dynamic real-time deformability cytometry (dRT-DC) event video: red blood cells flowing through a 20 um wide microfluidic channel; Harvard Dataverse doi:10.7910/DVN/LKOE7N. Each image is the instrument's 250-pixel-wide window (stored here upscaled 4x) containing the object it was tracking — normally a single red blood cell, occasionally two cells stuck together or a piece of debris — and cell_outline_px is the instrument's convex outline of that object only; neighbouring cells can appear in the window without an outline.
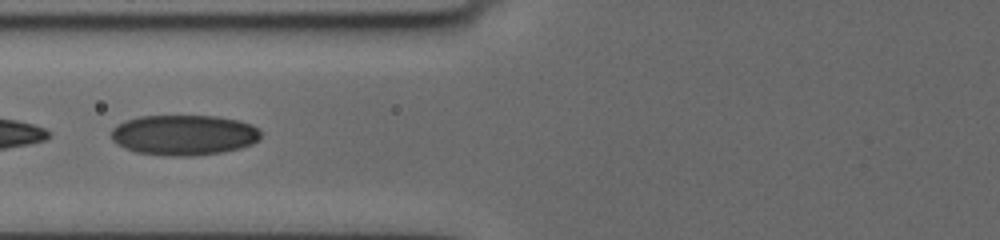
{"species": "human", "species_latin": "Homo sapiens", "temperature_condition": "cold", "stored_images_in_passage": 22, "segment_of_instrument_passage": [2, 2], "camera_frame_rate_fps": 3000, "um_per_image_px": 0.085, "donor": {"sex": "female"}, "frame": {"image": 1, "passage_image": 17, "time_ms": 9.333, "image_size_px": [1000, 240], "cell_outline_px": [[260, 136], [252, 144], [240, 148], [224, 152], [192, 156], [172, 156], [136, 152], [124, 148], [116, 144], [112, 140], [112, 128], [124, 120], [140, 116], [216, 116], [236, 120], [252, 124], [260, 132]], "centroid_in_image_um": [15.6, 11.48], "position_along_channel_um": 110.2, "area_um2": 35.2}}
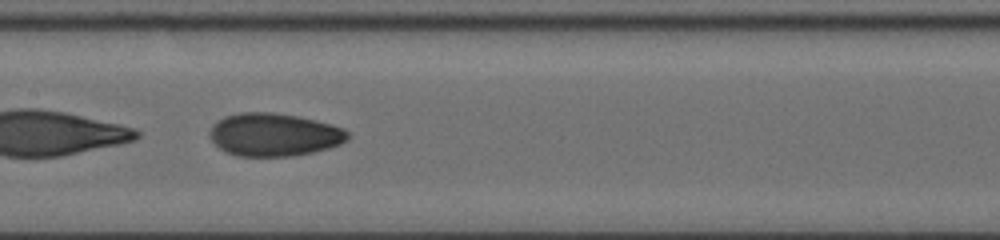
{"frame": {"image": 2, "passage_image": 20, "time_ms": 11.333, "image_size_px": [1000, 240], "cell_outline_px": [[348, 140], [340, 144], [328, 148], [312, 152], [292, 156], [236, 156], [220, 148], [208, 136], [208, 132], [212, 124], [224, 116], [240, 112], [272, 112], [296, 116], [332, 124], [344, 128], [348, 132]], "centroid_in_image_um": [23.27, 11.44], "position_along_channel_um": 184.1, "area_um2": 34.62}}